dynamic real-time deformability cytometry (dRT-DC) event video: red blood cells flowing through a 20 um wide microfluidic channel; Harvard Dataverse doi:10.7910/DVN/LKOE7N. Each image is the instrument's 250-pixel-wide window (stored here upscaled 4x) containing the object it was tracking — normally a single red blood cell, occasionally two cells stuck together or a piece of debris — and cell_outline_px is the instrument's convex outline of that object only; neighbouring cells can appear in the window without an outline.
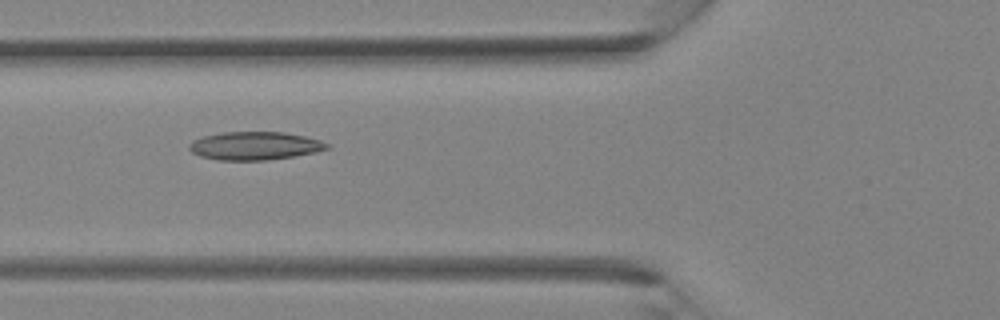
{"species": "Egyptian fruit bat (a non-hibernating species)", "species_latin": "Rousettus aegyptiacus", "temperature_condition": "room temperature", "stored_images_in_passage": 35, "camera_frame_rate_fps": 3000, "um_per_image_px": 0.085, "animal": {"sex": "female"}, "frame": {"image": 1, "passage_image": 14, "time_ms": 4.333, "image_size_px": [1000, 320], "cell_outline_px": [[328, 148], [316, 152], [268, 160], [216, 160], [200, 156], [192, 152], [188, 148], [188, 144], [192, 140], [204, 136], [224, 132], [284, 132], [304, 136], [320, 140], [328, 144]], "centroid_in_image_um": [21.62, 12.39], "position_along_channel_um": 104.2, "area_um2": 22.54}}
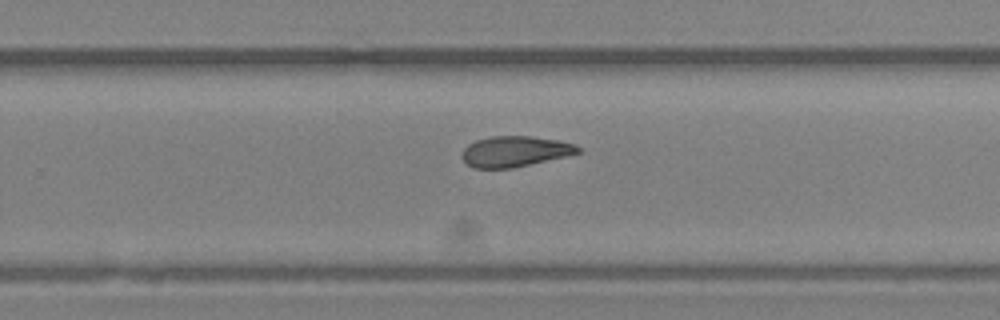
{"frame": {"image": 2, "passage_image": 24, "time_ms": 7.667, "image_size_px": [1000, 320], "cell_outline_px": [[580, 152], [568, 156], [512, 168], [472, 168], [460, 156], [464, 148], [468, 144], [476, 140], [492, 136], [532, 136], [556, 140], [572, 144], [580, 148]], "centroid_in_image_um": [43.73, 12.87], "position_along_channel_um": 286.1, "area_um2": 20.63}}
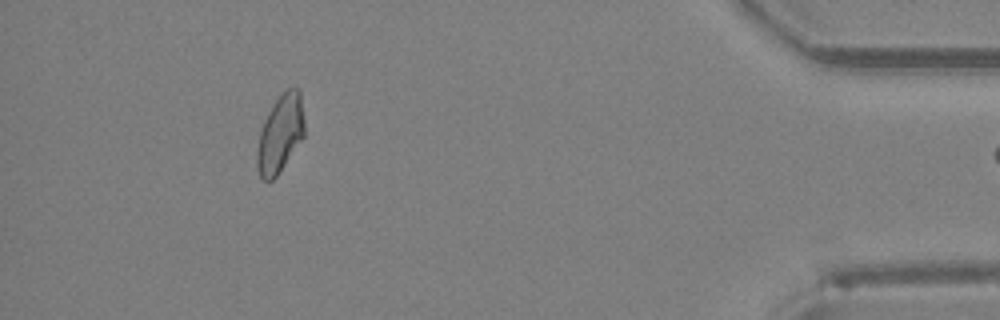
{"frame": {"image": 3, "passage_image": 34, "time_ms": 11.0, "image_size_px": [1000, 320], "cell_outline_px": [[304, 136], [276, 176], [272, 180], [264, 180], [260, 176], [256, 164], [256, 152], [260, 132], [264, 120], [268, 112], [276, 100], [292, 84], [300, 88], [304, 120]], "centroid_in_image_um": [23.83, 11.33], "position_along_channel_um": 411.4, "area_um2": 21.33}}